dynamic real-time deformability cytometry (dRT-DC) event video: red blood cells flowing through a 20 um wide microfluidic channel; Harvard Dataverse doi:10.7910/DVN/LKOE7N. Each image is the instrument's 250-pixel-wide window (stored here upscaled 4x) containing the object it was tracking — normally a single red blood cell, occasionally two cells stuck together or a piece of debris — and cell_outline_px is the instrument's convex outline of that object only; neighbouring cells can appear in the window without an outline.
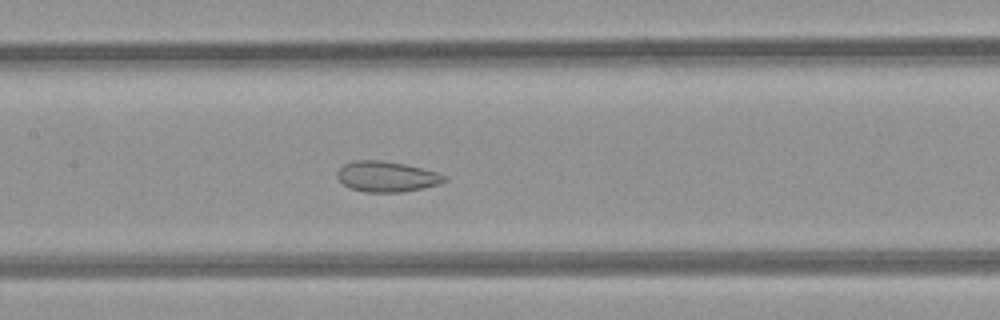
{"species": "common noctule bat (a hibernating species)", "species_latin": "Nyctalus noctula", "temperature_condition": "room temperature", "stored_images_in_passage": 34, "camera_frame_rate_fps": 3000, "um_per_image_px": 0.085, "animal": {"sex": "female", "body_mass_g": 21.9}, "frame": {"image": 1, "passage_image": 17, "time_ms": 5.333, "image_size_px": [1000, 320], "cell_outline_px": [[448, 180], [440, 184], [424, 188], [400, 192], [364, 192], [348, 188], [336, 176], [336, 172], [344, 164], [352, 160], [380, 160], [404, 164], [424, 168], [448, 176]], "centroid_in_image_um": [32.88, 15.01], "position_along_channel_um": 174.5, "area_um2": 19.31}}
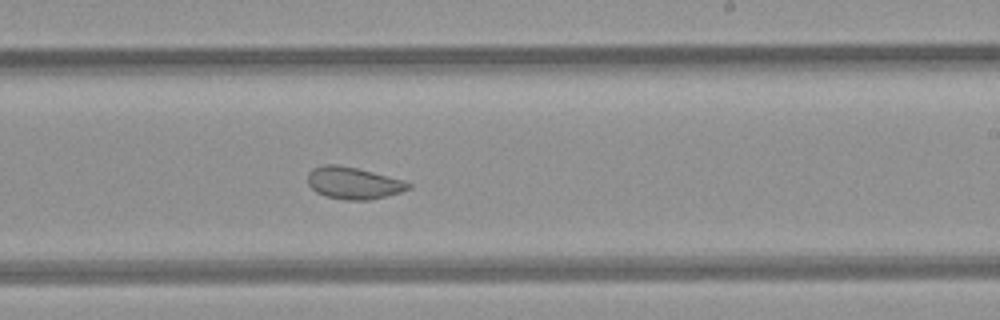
{"frame": {"image": 2, "passage_image": 23, "time_ms": 7.333, "image_size_px": [1000, 320], "cell_outline_px": [[412, 188], [388, 196], [368, 200], [344, 200], [328, 196], [316, 192], [308, 184], [308, 172], [312, 168], [324, 164], [336, 164], [356, 168], [404, 180], [412, 184]], "centroid_in_image_um": [30.05, 15.56], "position_along_channel_um": 258.9, "area_um2": 18.79}}
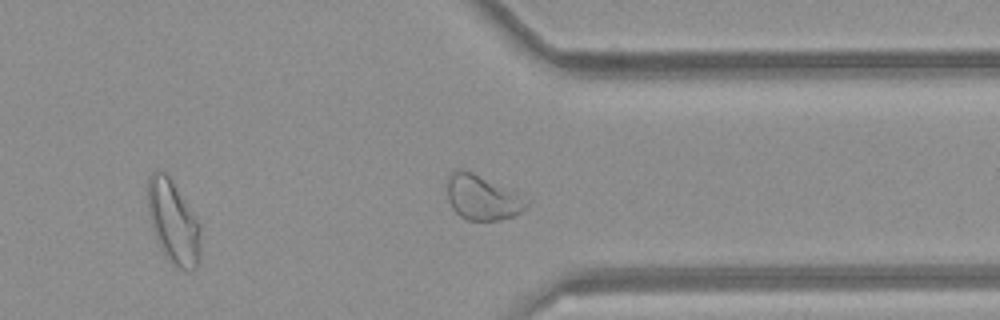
{"frame": {"image": 3, "passage_image": 31, "time_ms": 10.0, "image_size_px": [1000, 320], "cell_outline_px": [[532, 200], [520, 212], [512, 216], [500, 220], [468, 220], [460, 216], [452, 208], [448, 200], [448, 176], [452, 172], [460, 168], [464, 168]], "centroid_in_image_um": [40.99, 16.78], "position_along_channel_um": 370.4, "area_um2": 20.63}, "authors_computed_cell_mechanics": {"area_um2": 20.4901, "velocity_mm_per_s": 4.2406, "shape_relaxation_time_tau1_ms": null, "shape_relaxation_time_tau2_ms": 1.4134, "deformation_change_tau1": null, "deformation_change_tau2": 0.0749}}